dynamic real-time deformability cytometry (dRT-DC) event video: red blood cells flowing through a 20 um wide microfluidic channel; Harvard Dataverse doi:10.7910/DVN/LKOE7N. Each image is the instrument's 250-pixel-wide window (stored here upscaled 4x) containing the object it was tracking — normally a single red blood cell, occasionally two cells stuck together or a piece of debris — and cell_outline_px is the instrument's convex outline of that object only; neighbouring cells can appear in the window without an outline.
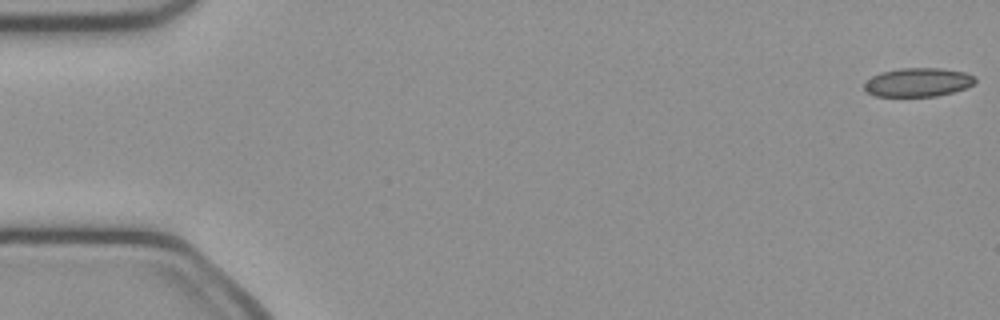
{"species": "common noctule bat (a hibernating species)", "species_latin": "Nyctalus noctula", "temperature_condition": "cold", "stored_images_in_passage": 10, "camera_frame_rate_fps": 3000, "um_per_image_px": 0.085, "animal": {"sex": "female", "body_mass_g": 21.9}, "frame": {"image": 1, "passage_image": 1, "time_ms": 0.0, "image_size_px": [1000, 320], "cell_outline_px": [[976, 80], [972, 84], [964, 88], [952, 92], [936, 96], [872, 96], [864, 92], [864, 84], [872, 76], [880, 72], [900, 68], [940, 68], [964, 72], [976, 76]], "centroid_in_image_um": [77.98, 6.99], "position_along_channel_um": 7.0, "area_um2": 18.61}}